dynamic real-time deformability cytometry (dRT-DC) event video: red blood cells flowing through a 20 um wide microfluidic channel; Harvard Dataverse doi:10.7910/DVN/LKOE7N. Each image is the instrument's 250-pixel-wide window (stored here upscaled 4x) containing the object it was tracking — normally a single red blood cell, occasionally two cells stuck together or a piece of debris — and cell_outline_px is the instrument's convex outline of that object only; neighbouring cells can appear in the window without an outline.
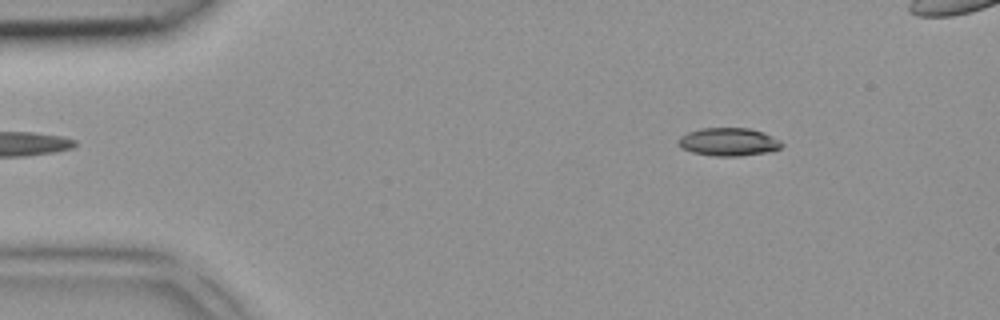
{"species": "common noctule bat (a hibernating species)", "species_latin": "Nyctalus noctula", "temperature_condition": "room temperature", "stored_images_in_passage": 4, "camera_frame_rate_fps": 3000, "um_per_image_px": 0.085, "animal": {"sex": "female", "body_mass_g": 18.4}, "frame": {"image": 1, "passage_image": 1, "time_ms": 0.0, "image_size_px": [1000, 320], "cell_outline_px": [[784, 144], [780, 148], [768, 152], [740, 156], [712, 156], [692, 152], [680, 148], [676, 144], [680, 136], [688, 132], [700, 128], [748, 128], [764, 132], [780, 140]], "centroid_in_image_um": [61.9, 12.06], "position_along_channel_um": 23.1, "area_um2": 17.11}}